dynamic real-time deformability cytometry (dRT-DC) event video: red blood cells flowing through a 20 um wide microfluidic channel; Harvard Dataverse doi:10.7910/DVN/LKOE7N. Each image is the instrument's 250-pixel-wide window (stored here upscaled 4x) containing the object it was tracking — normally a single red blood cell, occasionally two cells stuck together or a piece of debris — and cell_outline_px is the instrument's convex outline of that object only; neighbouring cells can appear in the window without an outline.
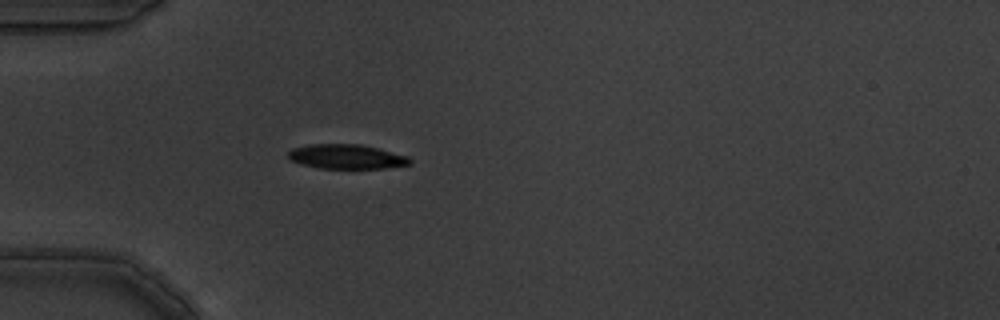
{"species": "common noctule bat (a hibernating species)", "species_latin": "Nyctalus noctula", "temperature_condition": "warm", "stored_images_in_passage": 4, "camera_frame_rate_fps": 3000, "um_per_image_px": 0.085, "animal": {"sex": "male", "body_mass_g": 19.5, "forearm_length_mm": 54.6}, "frame": {"image": 1, "passage_image": 4, "time_ms": 1.0, "image_size_px": [1000, 320], "cell_outline_px": [[412, 164], [384, 168], [320, 168], [300, 164], [288, 160], [288, 152], [292, 148], [308, 144], [360, 144], [408, 156], [412, 160]], "centroid_in_image_um": [29.42, 13.31], "position_along_channel_um": 55.6, "area_um2": 17.4}}